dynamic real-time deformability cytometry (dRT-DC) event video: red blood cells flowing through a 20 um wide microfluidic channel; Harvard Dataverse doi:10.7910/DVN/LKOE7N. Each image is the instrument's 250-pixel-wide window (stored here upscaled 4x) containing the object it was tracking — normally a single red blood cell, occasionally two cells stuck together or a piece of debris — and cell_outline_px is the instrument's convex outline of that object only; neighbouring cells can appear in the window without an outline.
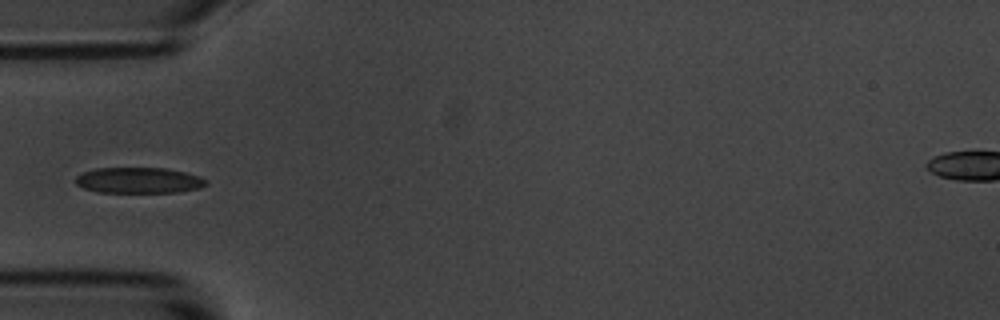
{"species": "common noctule bat (a hibernating species)", "species_latin": "Nyctalus noctula", "temperature_condition": "room temperature", "stored_images_in_passage": 9, "camera_frame_rate_fps": 3000, "um_per_image_px": 0.085, "animal": {"sex": "male", "body_mass_g": 20.1, "forearm_length_mm": 53.5}, "frame": {"image": 1, "passage_image": 1, "time_ms": 0.0, "image_size_px": [1000, 320], "cell_outline_px": [[208, 184], [200, 188], [180, 192], [100, 192], [84, 188], [76, 184], [76, 176], [84, 172], [96, 168], [168, 168], [200, 176], [208, 180]], "centroid_in_image_um": [11.85, 15.33], "position_along_channel_um": 73.2, "area_um2": 19.65}}
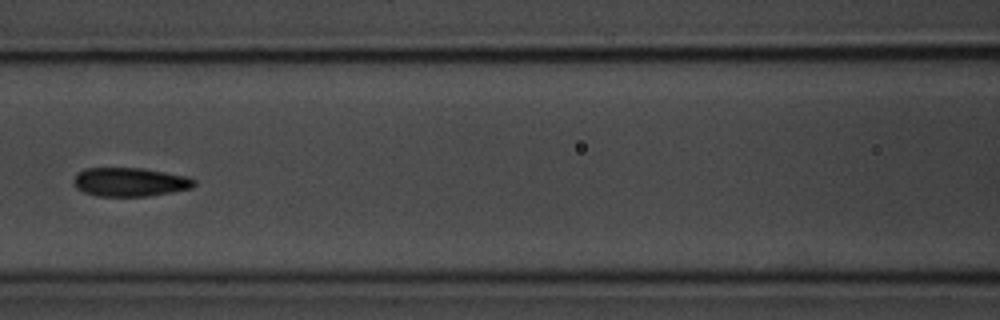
{"frame": {"image": 2, "passage_image": 3, "time_ms": 2.333, "image_size_px": [1000, 320], "cell_outline_px": [[196, 184], [192, 188], [172, 192], [148, 196], [96, 196], [84, 192], [76, 188], [72, 180], [84, 168], [140, 168], [188, 176], [196, 180]], "centroid_in_image_um": [11.06, 15.47], "position_along_channel_um": 155.5, "area_um2": 20.23}}
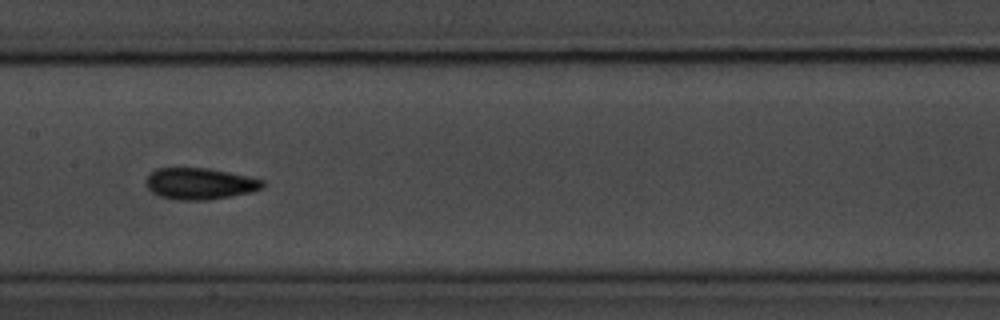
{"frame": {"image": 3, "passage_image": 4, "time_ms": 3.333, "image_size_px": [1000, 320], "cell_outline_px": [[264, 188], [252, 192], [208, 200], [176, 200], [160, 196], [152, 192], [148, 188], [148, 172], [156, 168], [208, 168], [248, 176], [264, 180]], "centroid_in_image_um": [17.0, 15.61], "position_along_channel_um": 190.4, "area_um2": 21.39}}